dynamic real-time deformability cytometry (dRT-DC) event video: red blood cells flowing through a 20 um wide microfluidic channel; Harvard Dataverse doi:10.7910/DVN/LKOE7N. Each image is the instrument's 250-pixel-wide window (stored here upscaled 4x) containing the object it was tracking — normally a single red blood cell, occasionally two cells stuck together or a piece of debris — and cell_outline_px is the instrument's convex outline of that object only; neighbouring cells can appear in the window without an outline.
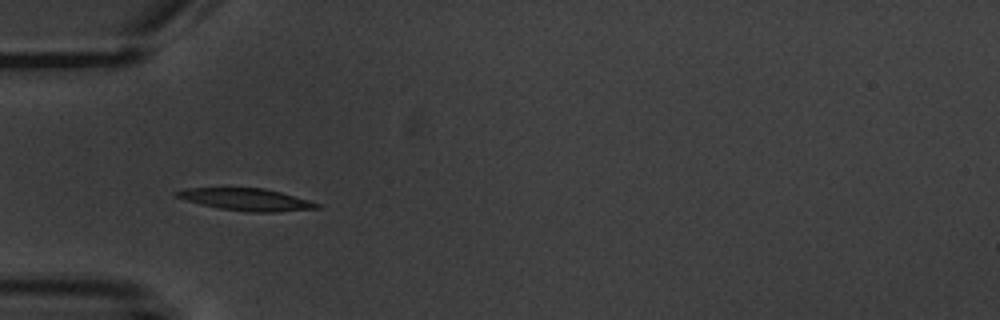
{"species": "common noctule bat (a hibernating species)", "species_latin": "Nyctalus noctula", "temperature_condition": "warm", "stored_images_in_passage": 6, "camera_frame_rate_fps": 3000, "um_per_image_px": 0.085, "animal": {"sex": "male", "body_mass_g": 20.1, "forearm_length_mm": 53.5}, "frame": {"image": 1, "passage_image": 5, "time_ms": 5.0, "image_size_px": [1000, 320], "cell_outline_px": [[320, 208], [276, 212], [248, 212], [220, 208], [200, 204], [172, 196], [172, 192], [188, 188], [264, 188], [280, 192], [308, 200], [320, 204]], "centroid_in_image_um": [20.89, 16.96], "position_along_channel_um": 64.1, "area_um2": 18.03}}